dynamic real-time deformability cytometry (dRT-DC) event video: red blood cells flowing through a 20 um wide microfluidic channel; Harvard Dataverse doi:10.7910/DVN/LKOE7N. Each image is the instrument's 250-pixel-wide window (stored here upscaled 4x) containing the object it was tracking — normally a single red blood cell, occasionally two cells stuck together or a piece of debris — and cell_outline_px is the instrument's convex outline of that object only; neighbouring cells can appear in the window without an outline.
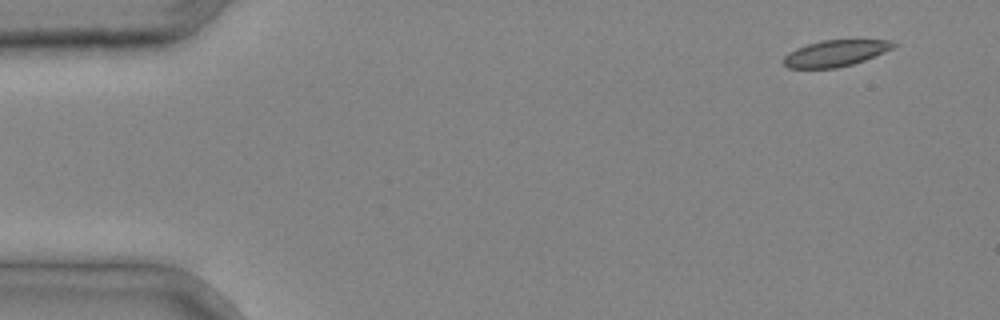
{"species": "common noctule bat (a hibernating species)", "species_latin": "Nyctalus noctula", "temperature_condition": "cold", "stored_images_in_passage": 4, "camera_frame_rate_fps": 3000, "um_per_image_px": 0.085, "animal": {"sex": "male", "body_mass_g": 20.4}, "frame": {"image": 1, "passage_image": 1, "time_ms": 0.0, "image_size_px": [1000, 320], "cell_outline_px": [[896, 44], [892, 48], [884, 52], [864, 60], [852, 64], [836, 68], [788, 68], [784, 64], [784, 56], [788, 52], [796, 48], [808, 44], [824, 40], [892, 40]], "centroid_in_image_um": [70.99, 4.53], "position_along_channel_um": 14.0, "area_um2": 16.65}}
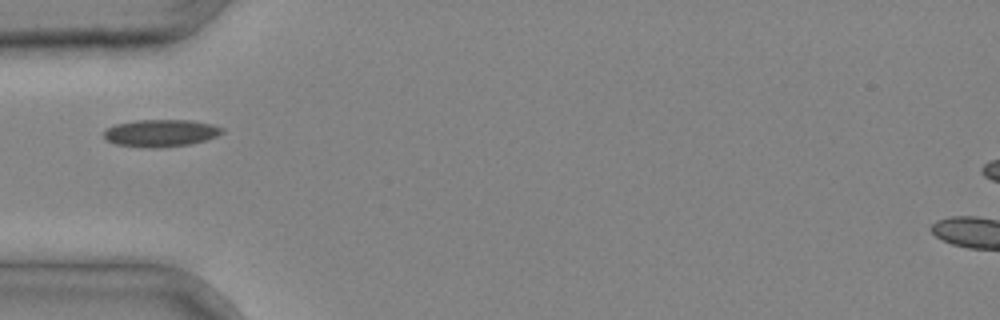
{"frame": {"image": 2, "passage_image": 4, "time_ms": 1.0, "image_size_px": [1000, 320], "cell_outline_px": [[224, 132], [208, 140], [192, 144], [164, 148], [140, 148], [116, 144], [104, 140], [104, 132], [108, 128], [116, 124], [136, 120], [192, 120], [212, 124], [224, 128]], "centroid_in_image_um": [13.68, 11.33], "position_along_channel_um": 71.3, "area_um2": 19.19}}